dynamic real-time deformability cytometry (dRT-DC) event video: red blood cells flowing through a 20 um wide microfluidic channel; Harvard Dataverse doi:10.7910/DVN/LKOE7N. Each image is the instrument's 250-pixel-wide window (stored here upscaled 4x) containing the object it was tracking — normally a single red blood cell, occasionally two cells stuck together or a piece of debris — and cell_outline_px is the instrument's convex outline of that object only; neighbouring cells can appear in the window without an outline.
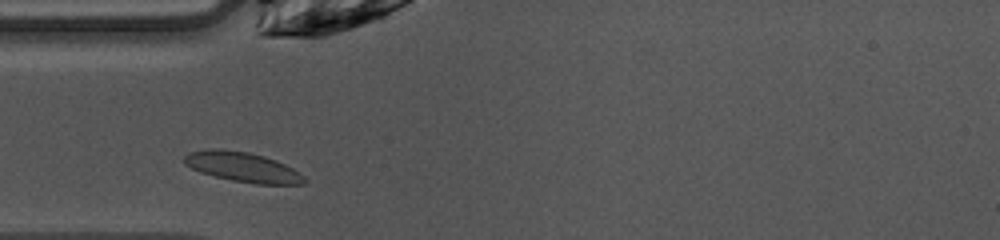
{"species": "common noctule bat (a hibernating species)", "species_latin": "Nyctalus noctula", "temperature_condition": "warm", "stored_images_in_passage": 26, "camera_frame_rate_fps": 3000, "um_per_image_px": 0.085, "animal": {"sex": "female", "body_mass_g": 10.0, "forearm_length_mm": 53.1}, "frame": {"image": 1, "passage_image": 1, "time_ms": 0.0, "image_size_px": [1000, 240], "cell_outline_px": [[308, 184], [256, 184], [232, 180], [200, 172], [184, 164], [184, 156], [192, 152], [212, 148], [220, 148], [248, 152], [264, 156], [276, 160], [300, 172], [308, 180]], "centroid_in_image_um": [20.68, 14.2], "position_along_channel_um": 64.3, "area_um2": 20.87}}
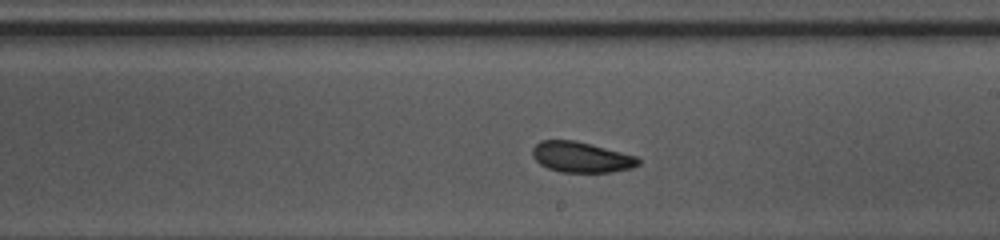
{"frame": {"image": 2, "passage_image": 14, "time_ms": 4.333, "image_size_px": [1000, 240], "cell_outline_px": [[640, 164], [632, 168], [612, 172], [560, 172], [548, 168], [540, 164], [532, 156], [532, 148], [540, 140], [572, 140], [592, 144], [636, 156], [640, 160]], "centroid_in_image_um": [49.4, 13.36], "position_along_channel_um": 239.6, "area_um2": 18.9}}
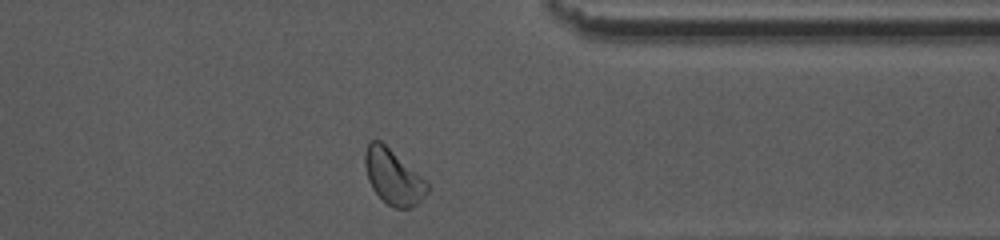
{"frame": {"image": 3, "passage_image": 25, "time_ms": 8.0, "image_size_px": [1000, 240], "cell_outline_px": [[432, 188], [416, 204], [408, 208], [396, 208], [388, 204], [372, 188], [368, 180], [364, 164], [364, 152], [368, 140], [380, 140], [420, 176]], "centroid_in_image_um": [33.39, 15.02], "position_along_channel_um": 378.0, "area_um2": 19.65}, "authors_computed_cell_mechanics": {"area_um2": 19.2185, "velocity_mm_per_s": 4.0167, "shape_relaxation_time_tau1_ms": 1.7235, "shape_relaxation_time_tau2_ms": 1.8446, "deformation_change_tau1": 0.0728, "deformation_change_tau2": 0.0424}}